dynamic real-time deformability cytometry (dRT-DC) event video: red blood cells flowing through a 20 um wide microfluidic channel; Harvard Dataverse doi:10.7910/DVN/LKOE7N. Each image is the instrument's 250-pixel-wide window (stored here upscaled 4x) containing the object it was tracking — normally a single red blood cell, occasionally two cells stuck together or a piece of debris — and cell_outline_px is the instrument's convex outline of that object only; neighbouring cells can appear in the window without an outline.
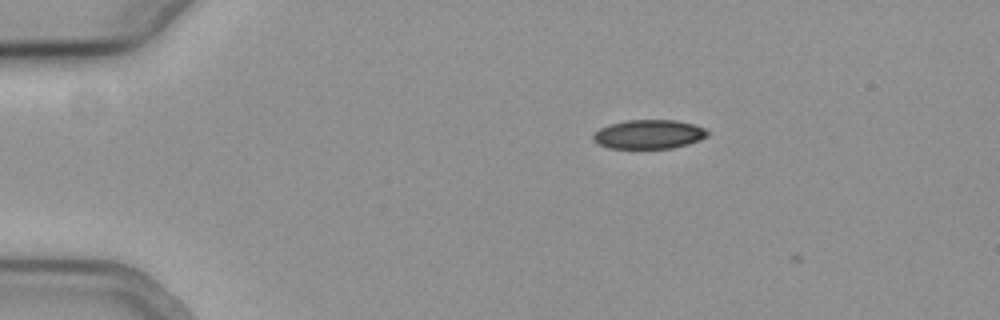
{"species": "common noctule bat (a hibernating species)", "species_latin": "Nyctalus noctula", "temperature_condition": "cold", "stored_images_in_passage": 9, "camera_frame_rate_fps": 3000, "um_per_image_px": 0.085, "animal": {"sex": "female", "body_mass_g": 19.3, "forearm_length_mm": 54.1}, "frame": {"image": 1, "passage_image": 5, "time_ms": 1.333, "image_size_px": [1000, 320], "cell_outline_px": [[708, 136], [700, 140], [688, 144], [672, 148], [608, 148], [592, 140], [592, 136], [600, 128], [612, 124], [628, 120], [676, 120], [692, 124], [704, 128], [708, 132]], "centroid_in_image_um": [55.16, 11.42], "position_along_channel_um": 29.8, "area_um2": 19.19}}